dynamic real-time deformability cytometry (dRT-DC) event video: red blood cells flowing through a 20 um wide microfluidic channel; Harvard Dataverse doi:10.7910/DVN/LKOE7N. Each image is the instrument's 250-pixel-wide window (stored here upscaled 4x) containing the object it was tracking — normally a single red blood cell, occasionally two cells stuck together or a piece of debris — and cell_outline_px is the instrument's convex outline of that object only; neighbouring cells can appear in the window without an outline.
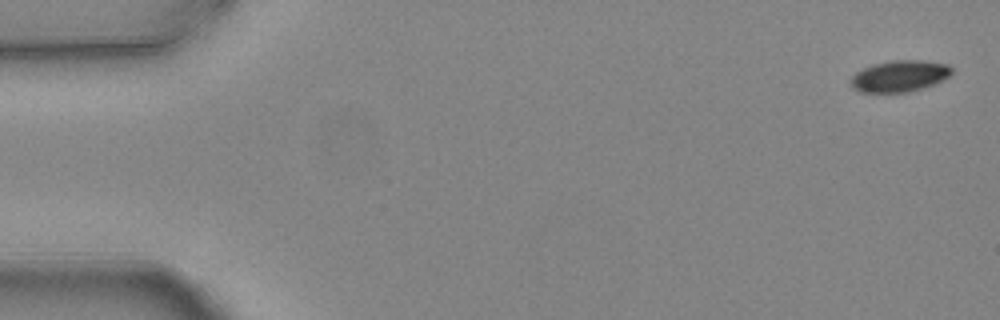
{"species": "common noctule bat (a hibernating species)", "species_latin": "Nyctalus noctula", "temperature_condition": "warm", "stored_images_in_passage": 5, "camera_frame_rate_fps": 3000, "um_per_image_px": 0.085, "animal": {"sex": "female", "body_mass_g": 24.6, "forearm_length_mm": 56.2}, "frame": {"image": 1, "passage_image": 1, "time_ms": 0.0, "image_size_px": [1000, 320], "cell_outline_px": [[952, 72], [944, 80], [924, 88], [908, 92], [860, 92], [852, 88], [848, 80], [856, 72], [864, 68], [876, 64], [892, 60], [920, 60], [948, 64], [952, 68]], "centroid_in_image_um": [76.46, 6.48], "position_along_channel_um": 8.5, "area_um2": 18.55}}
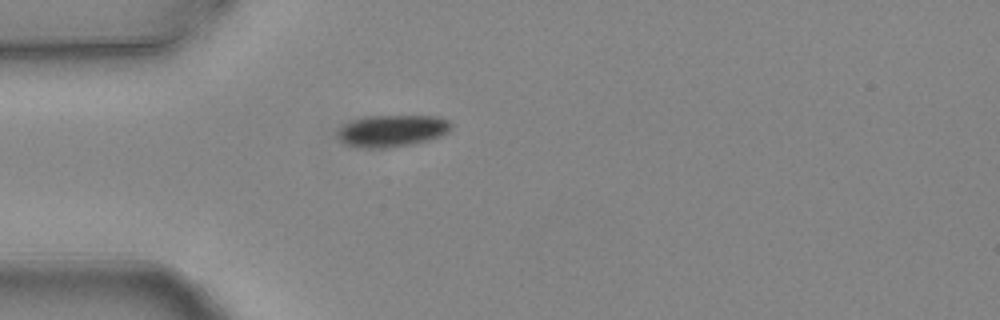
{"frame": {"image": 2, "passage_image": 5, "time_ms": 1.333, "image_size_px": [1000, 320], "cell_outline_px": [[452, 128], [448, 132], [440, 136], [428, 140], [388, 148], [368, 148], [344, 144], [336, 136], [336, 132], [344, 124], [368, 116], [440, 116], [448, 120], [452, 124]], "centroid_in_image_um": [33.34, 11.11], "position_along_channel_um": 51.7, "area_um2": 20.98}}